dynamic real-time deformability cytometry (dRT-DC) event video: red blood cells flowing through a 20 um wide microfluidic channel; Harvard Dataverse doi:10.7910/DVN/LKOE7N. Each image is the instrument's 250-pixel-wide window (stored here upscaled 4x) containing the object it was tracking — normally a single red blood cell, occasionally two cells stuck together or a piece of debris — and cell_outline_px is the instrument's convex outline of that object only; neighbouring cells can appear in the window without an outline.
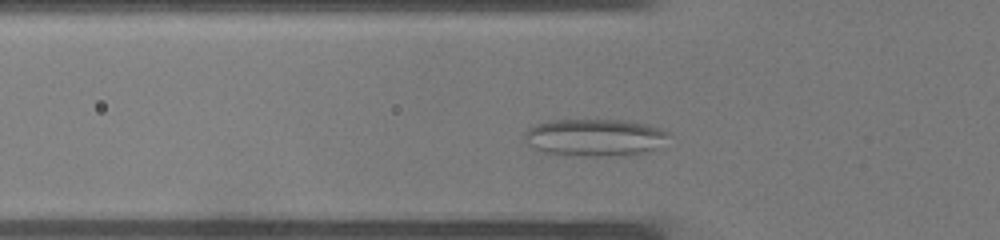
{"species": "common noctule bat (a hibernating species)", "species_latin": "Nyctalus noctula", "temperature_condition": "warm", "stored_images_in_passage": 25, "camera_frame_rate_fps": 3000, "um_per_image_px": 0.085, "animal": {"sex": "male", "body_mass_g": 19.0, "forearm_length_mm": 50.8}, "frame": {"image": 1, "passage_image": 4, "time_ms": 1.0, "image_size_px": [1000, 240], "cell_outline_px": [[672, 132], [668, 136], [652, 148], [644, 152], [608, 156], [564, 156], [544, 152], [528, 144], [524, 140], [524, 132], [528, 128], [536, 124], [548, 120], [624, 120], [648, 124]], "centroid_in_image_um": [50.47, 11.67], "position_along_channel_um": 75.3, "area_um2": 31.21}}
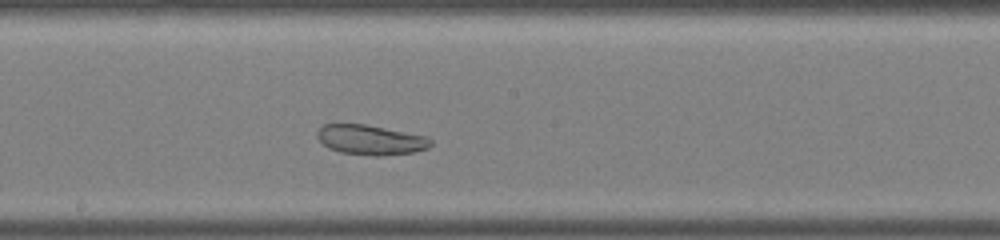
{"frame": {"image": 2, "passage_image": 12, "time_ms": 3.667, "image_size_px": [1000, 240], "cell_outline_px": [[432, 144], [428, 148], [412, 152], [380, 156], [376, 156], [340, 152], [328, 148], [316, 136], [316, 132], [324, 124], [364, 124], [428, 136], [432, 140]], "centroid_in_image_um": [31.51, 11.88], "position_along_channel_um": 216.7, "area_um2": 19.71}}
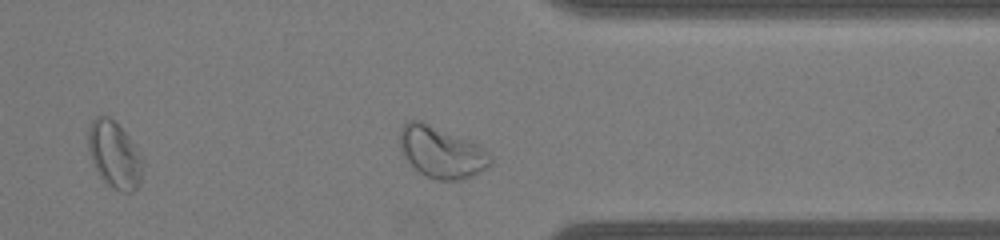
{"frame": {"image": 3, "passage_image": 21, "time_ms": 6.667, "image_size_px": [1000, 240], "cell_outline_px": [[492, 164], [488, 168], [472, 176], [460, 180], [436, 180], [420, 172], [400, 152], [400, 128], [408, 120], [420, 120], [472, 140], [492, 152]], "centroid_in_image_um": [37.58, 12.92], "position_along_channel_um": 373.8, "area_um2": 27.57}}